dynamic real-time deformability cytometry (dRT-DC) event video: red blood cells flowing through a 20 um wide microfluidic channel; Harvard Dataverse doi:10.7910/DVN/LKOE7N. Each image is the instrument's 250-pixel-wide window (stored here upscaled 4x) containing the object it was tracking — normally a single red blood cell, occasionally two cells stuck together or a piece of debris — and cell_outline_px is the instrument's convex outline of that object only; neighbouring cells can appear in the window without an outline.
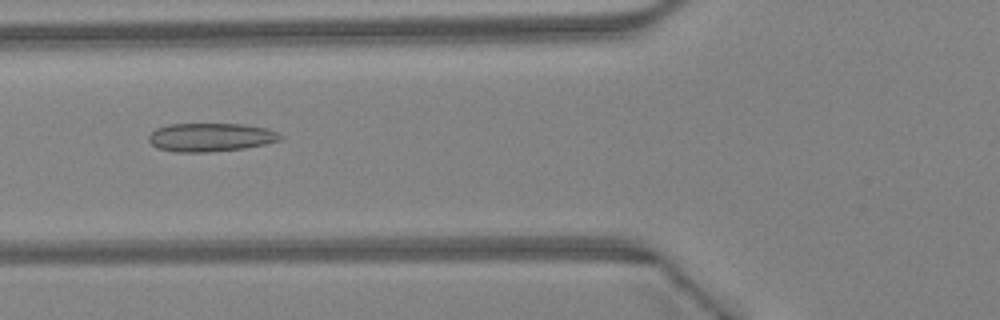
{"species": "Egyptian fruit bat (a non-hibernating species)", "species_latin": "Rousettus aegyptiacus", "temperature_condition": "warm", "stored_images_in_passage": 38, "camera_frame_rate_fps": 3000, "um_per_image_px": 0.085, "animal": {"sex": "female"}, "frame": {"image": 1, "passage_image": 11, "time_ms": 3.333, "image_size_px": [1000, 320], "cell_outline_px": [[284, 136], [280, 140], [264, 144], [244, 148], [208, 152], [172, 152], [156, 148], [148, 140], [148, 136], [156, 128], [168, 124], [244, 124], [268, 128]], "centroid_in_image_um": [17.88, 11.67], "position_along_channel_um": 107.9, "area_um2": 21.96}}
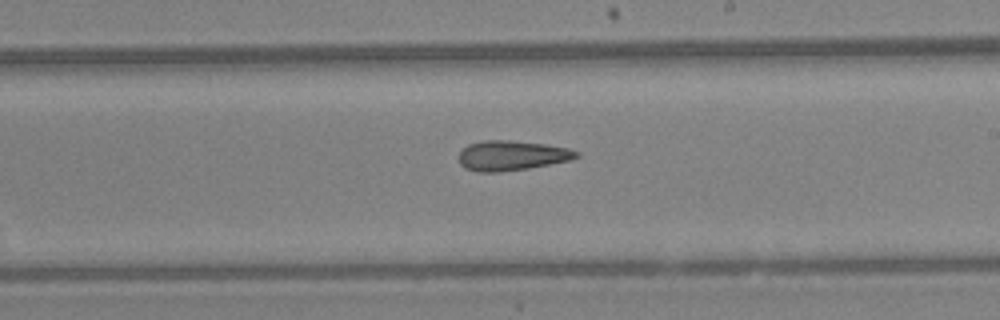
{"frame": {"image": 2, "passage_image": 20, "time_ms": 6.333, "image_size_px": [1000, 320], "cell_outline_px": [[580, 156], [568, 160], [528, 168], [500, 172], [480, 172], [464, 168], [460, 164], [460, 152], [468, 144], [484, 140], [508, 140], [544, 144], [568, 148], [580, 152]], "centroid_in_image_um": [43.48, 13.22], "position_along_channel_um": 245.5, "area_um2": 20.29}}
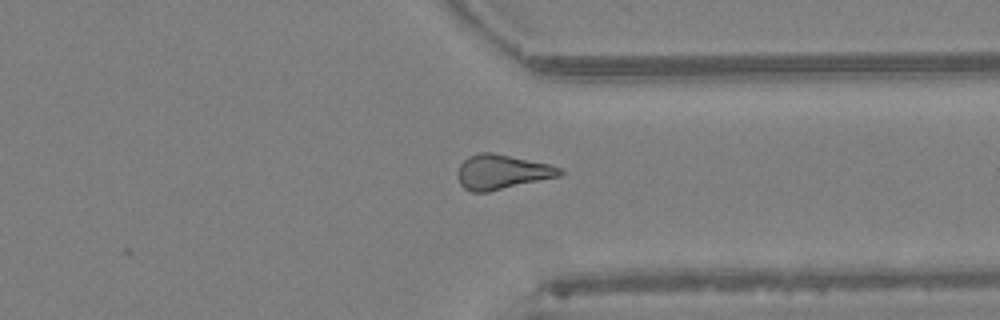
{"frame": {"image": 3, "passage_image": 28, "time_ms": 9.0, "image_size_px": [1000, 320], "cell_outline_px": [[564, 172], [560, 176], [488, 192], [472, 192], [464, 188], [460, 184], [456, 176], [456, 172], [460, 164], [468, 156], [480, 152], [492, 152], [552, 164], [560, 168]], "centroid_in_image_um": [42.64, 14.61], "position_along_channel_um": 368.8, "area_um2": 20.87}, "authors_computed_cell_mechanics": {"area_um2": 20.519, "velocity_mm_per_s": 4.5991, "shape_relaxation_time_tau1_ms": null, "shape_relaxation_time_tau2_ms": 8.0907, "deformation_change_tau1": null, "deformation_change_tau2": 0.2222}}